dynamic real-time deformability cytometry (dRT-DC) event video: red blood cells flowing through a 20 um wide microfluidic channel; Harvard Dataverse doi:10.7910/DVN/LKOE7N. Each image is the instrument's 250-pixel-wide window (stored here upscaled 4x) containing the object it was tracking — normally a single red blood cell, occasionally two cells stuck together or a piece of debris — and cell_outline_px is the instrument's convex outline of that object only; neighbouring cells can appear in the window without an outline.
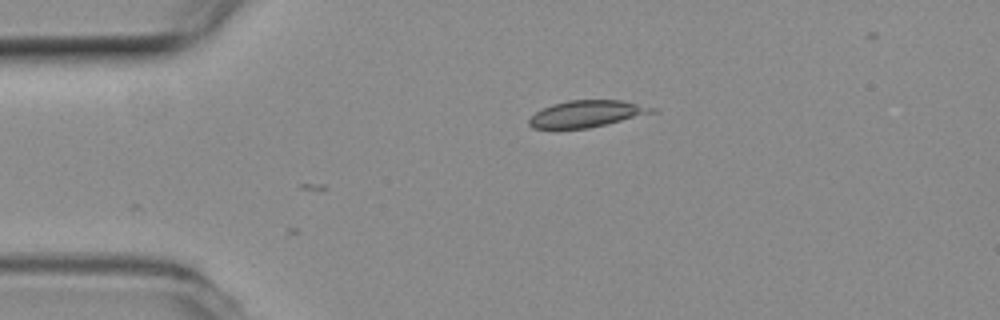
{"species": "common noctule bat (a hibernating species)", "species_latin": "Nyctalus noctula", "temperature_condition": "room temperature", "stored_images_in_passage": 2, "camera_frame_rate_fps": 3000, "um_per_image_px": 0.085, "animal": {"sex": "female", "body_mass_g": 19.3, "forearm_length_mm": 54.1}, "frame": {"image": 1, "passage_image": 2, "time_ms": 0.333, "image_size_px": [1000, 320], "cell_outline_px": [[660, 112], [588, 128], [532, 128], [528, 124], [528, 120], [536, 112], [552, 104], [568, 100], [620, 100], [660, 108]], "centroid_in_image_um": [49.97, 9.66], "position_along_channel_um": 35.0, "area_um2": 19.25}}